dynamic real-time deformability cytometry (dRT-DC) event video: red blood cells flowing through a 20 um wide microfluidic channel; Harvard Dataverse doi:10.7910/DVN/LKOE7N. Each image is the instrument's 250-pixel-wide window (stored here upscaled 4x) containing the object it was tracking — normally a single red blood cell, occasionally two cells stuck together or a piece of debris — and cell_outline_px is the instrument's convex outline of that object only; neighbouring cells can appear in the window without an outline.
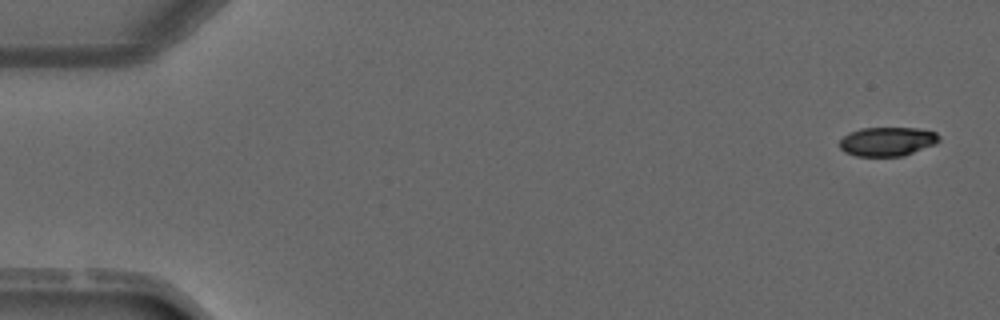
{"species": "common noctule bat (a hibernating species)", "species_latin": "Nyctalus noctula", "temperature_condition": "warm", "stored_images_in_passage": 4, "camera_frame_rate_fps": 3000, "um_per_image_px": 0.085, "animal": {"sex": "male", "forearm_length_mm": 52.5}, "frame": {"image": 1, "passage_image": 1, "time_ms": 0.0, "image_size_px": [1000, 320], "cell_outline_px": [[940, 140], [936, 144], [904, 156], [856, 156], [844, 152], [840, 148], [840, 140], [848, 132], [860, 128], [916, 128], [936, 132], [940, 136]], "centroid_in_image_um": [75.43, 12.03], "position_along_channel_um": 9.6, "area_um2": 16.99}}
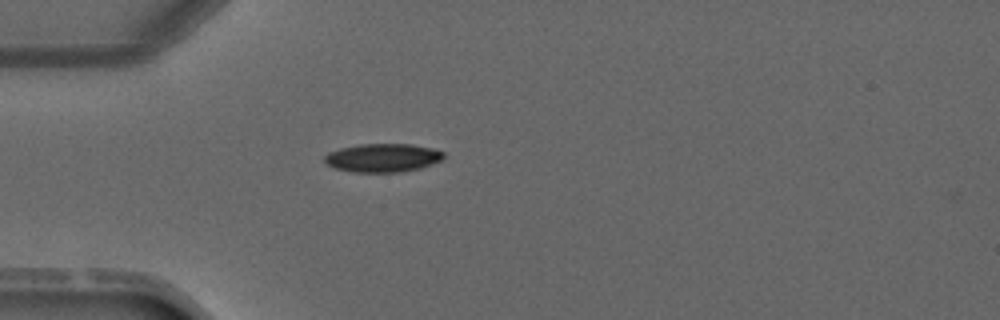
{"frame": {"image": 2, "passage_image": 4, "time_ms": 3.667, "image_size_px": [1000, 320], "cell_outline_px": [[444, 160], [420, 168], [400, 172], [352, 172], [336, 168], [328, 164], [324, 160], [324, 156], [328, 152], [340, 148], [360, 144], [412, 144], [432, 148], [444, 152]], "centroid_in_image_um": [32.56, 13.41], "position_along_channel_um": 52.4, "area_um2": 19.83}}